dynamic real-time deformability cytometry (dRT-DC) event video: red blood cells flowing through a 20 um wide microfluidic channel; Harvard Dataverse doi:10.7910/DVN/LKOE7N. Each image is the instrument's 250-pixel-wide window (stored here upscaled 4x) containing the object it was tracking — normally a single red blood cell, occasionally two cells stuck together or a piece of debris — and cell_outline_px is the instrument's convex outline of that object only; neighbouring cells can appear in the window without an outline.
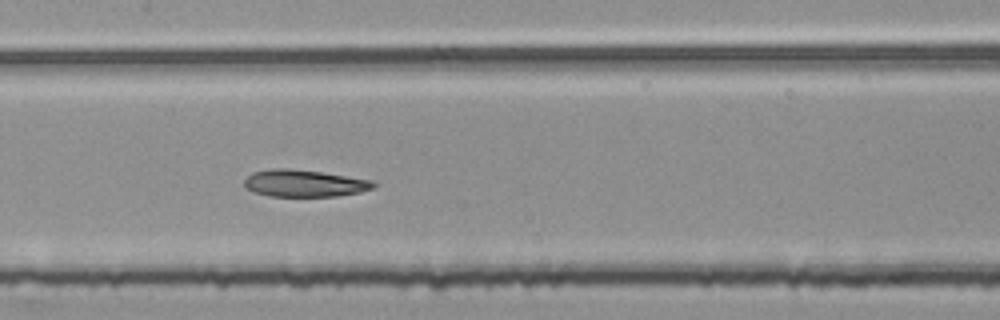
{"species": "common noctule bat (a hibernating species)", "species_latin": "Nyctalus noctula", "temperature_condition": "room temperature", "stored_images_in_passage": 52, "camera_frame_rate_fps": 3000, "um_per_image_px": 0.085, "animal": {"sex": "female", "body_mass_g": 25.1}, "frame": {"image": 1, "passage_image": 26, "time_ms": 8.333, "image_size_px": [1000, 320], "cell_outline_px": [[376, 184], [372, 188], [360, 192], [336, 196], [268, 196], [252, 192], [244, 188], [244, 180], [252, 172], [272, 168], [288, 168], [320, 172], [372, 180]], "centroid_in_image_um": [25.8, 15.58], "position_along_channel_um": 181.6, "area_um2": 20.35}}
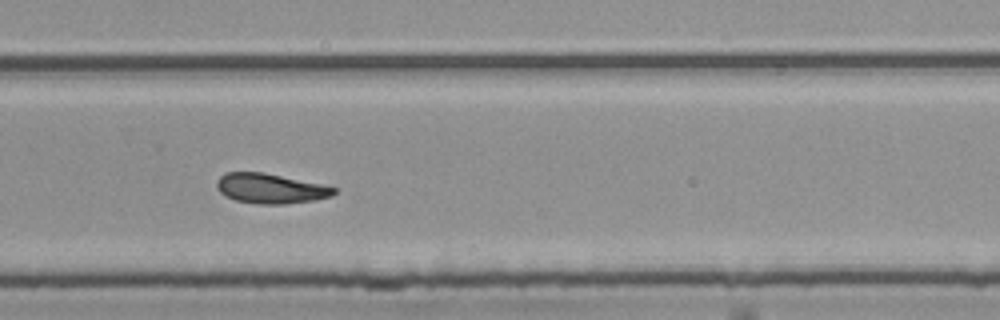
{"frame": {"image": 2, "passage_image": 36, "time_ms": 11.667, "image_size_px": [1000, 320], "cell_outline_px": [[336, 192], [332, 196], [312, 200], [284, 204], [256, 204], [236, 200], [224, 196], [216, 188], [216, 180], [224, 172], [264, 172], [320, 184], [336, 188]], "centroid_in_image_um": [22.93, 16.02], "position_along_channel_um": 306.9, "area_um2": 20.4}}
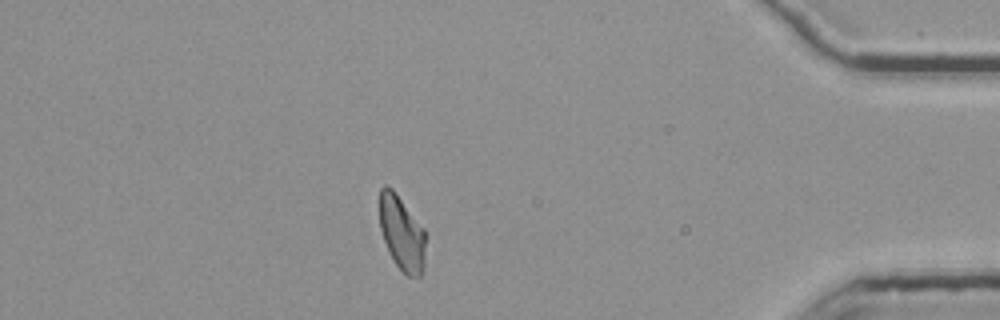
{"frame": {"image": 3, "passage_image": 47, "time_ms": 15.333, "image_size_px": [1000, 320], "cell_outline_px": [[424, 264], [420, 276], [408, 276], [396, 264], [388, 252], [380, 228], [380, 188], [384, 184], [388, 184], [392, 188], [424, 228]], "centroid_in_image_um": [34.13, 19.78], "position_along_channel_um": 401.1, "area_um2": 19.77}}